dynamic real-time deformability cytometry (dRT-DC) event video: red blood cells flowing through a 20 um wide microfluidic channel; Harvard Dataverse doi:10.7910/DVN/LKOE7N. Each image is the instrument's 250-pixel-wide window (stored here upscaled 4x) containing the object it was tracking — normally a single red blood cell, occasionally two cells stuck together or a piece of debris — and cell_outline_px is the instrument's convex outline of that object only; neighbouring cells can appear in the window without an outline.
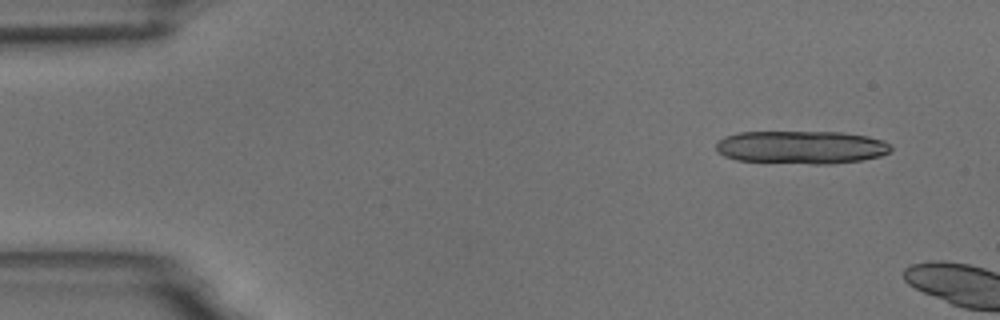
{"species": "common noctule bat (a hibernating species)", "species_latin": "Nyctalus noctula", "temperature_condition": "room temperature", "stored_images_in_passage": 3, "camera_frame_rate_fps": 3000, "um_per_image_px": 0.085, "animal": {"sex": "male", "body_mass_g": 18.8}, "frame": {"image": 1, "passage_image": 1, "time_ms": 0.0, "image_size_px": [1000, 320], "cell_outline_px": [[892, 148], [888, 152], [880, 156], [860, 160], [832, 164], [812, 164], [736, 160], [724, 156], [716, 148], [716, 144], [724, 136], [736, 132], [840, 132], [868, 136], [884, 140], [892, 144]], "centroid_in_image_um": [68.13, 12.51], "position_along_channel_um": 16.9, "area_um2": 33.81}}